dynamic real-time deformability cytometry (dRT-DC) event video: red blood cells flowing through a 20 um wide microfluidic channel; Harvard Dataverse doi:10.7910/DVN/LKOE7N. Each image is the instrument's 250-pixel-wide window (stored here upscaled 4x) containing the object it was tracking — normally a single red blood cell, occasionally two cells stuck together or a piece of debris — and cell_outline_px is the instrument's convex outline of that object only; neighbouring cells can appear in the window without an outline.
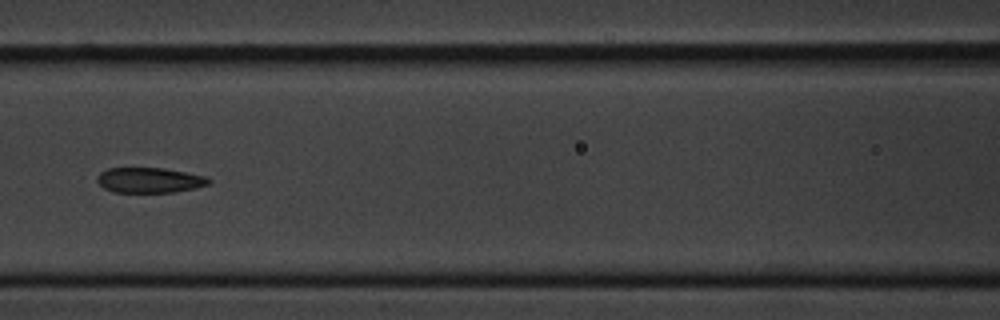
{"species": "common noctule bat (a hibernating species)", "species_latin": "Nyctalus noctula", "temperature_condition": "cold", "stored_images_in_passage": 8, "camera_frame_rate_fps": 3000, "um_per_image_px": 0.085, "animal": {"sex": "male", "body_mass_g": 20.1, "forearm_length_mm": 53.5}, "frame": {"image": 1, "passage_image": 8, "time_ms": 8.0, "image_size_px": [1000, 320], "cell_outline_px": [[212, 180], [208, 184], [196, 188], [172, 192], [112, 192], [104, 188], [96, 180], [96, 176], [100, 172], [108, 168], [164, 168], [208, 176]], "centroid_in_image_um": [12.71, 15.31], "position_along_channel_um": 153.9, "area_um2": 16.53}}